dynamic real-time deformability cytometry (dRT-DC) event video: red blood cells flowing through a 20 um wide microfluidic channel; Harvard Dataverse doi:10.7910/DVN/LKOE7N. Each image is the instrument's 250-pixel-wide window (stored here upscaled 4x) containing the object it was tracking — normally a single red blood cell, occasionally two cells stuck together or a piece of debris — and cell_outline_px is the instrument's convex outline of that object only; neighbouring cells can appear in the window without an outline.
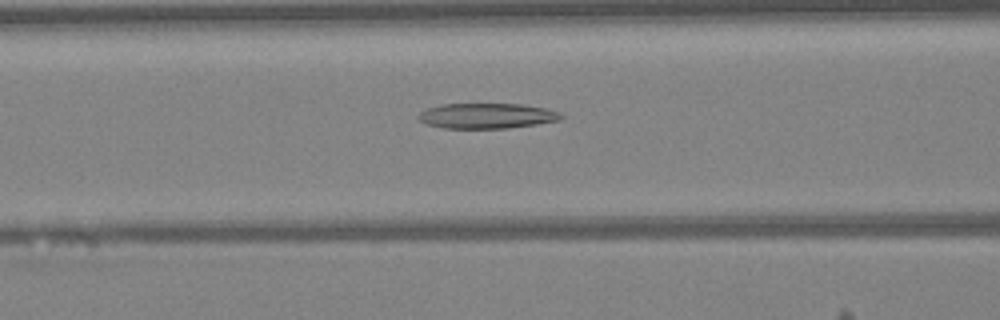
{"species": "Egyptian fruit bat (a non-hibernating species)", "species_latin": "Rousettus aegyptiacus", "temperature_condition": "warm", "stored_images_in_passage": 30, "camera_frame_rate_fps": 3000, "um_per_image_px": 0.085, "animal": {"sex": "female"}, "frame": {"image": 1, "passage_image": 11, "time_ms": 3.333, "image_size_px": [1000, 320], "cell_outline_px": [[564, 116], [560, 120], [536, 124], [508, 128], [444, 128], [428, 124], [420, 120], [416, 116], [420, 112], [428, 108], [440, 104], [520, 104], [548, 108], [560, 112]], "centroid_in_image_um": [41.4, 9.84], "position_along_channel_um": 125.2, "area_um2": 21.04}}
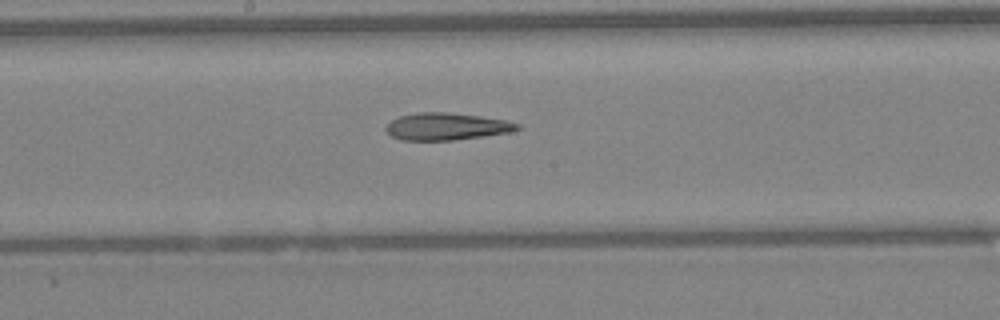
{"frame": {"image": 2, "passage_image": 17, "time_ms": 5.333, "image_size_px": [1000, 320], "cell_outline_px": [[520, 128], [512, 132], [484, 136], [452, 140], [400, 140], [392, 136], [384, 128], [392, 120], [400, 116], [416, 112], [448, 112], [480, 116], [504, 120], [520, 124]], "centroid_in_image_um": [37.95, 10.75], "position_along_channel_um": 210.2, "area_um2": 20.75}}
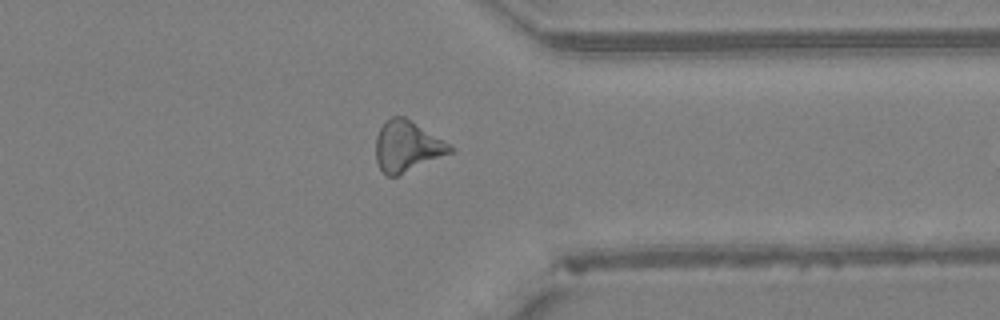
{"frame": {"image": 3, "passage_image": 29, "time_ms": 9.333, "image_size_px": [1000, 320], "cell_outline_px": [[452, 152], [396, 176], [384, 176], [376, 160], [376, 136], [384, 120], [392, 116], [404, 116], [452, 144]], "centroid_in_image_um": [34.58, 12.42], "position_along_channel_um": 376.8, "area_um2": 21.96}}